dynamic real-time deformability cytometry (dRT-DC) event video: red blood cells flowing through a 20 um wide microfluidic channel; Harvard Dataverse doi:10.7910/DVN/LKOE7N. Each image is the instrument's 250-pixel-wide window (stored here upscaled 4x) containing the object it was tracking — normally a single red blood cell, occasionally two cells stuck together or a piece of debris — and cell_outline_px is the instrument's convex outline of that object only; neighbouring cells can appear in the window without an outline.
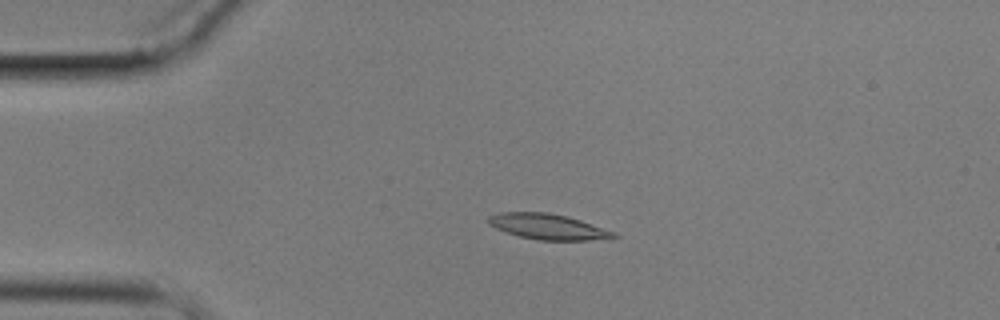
{"species": "common noctule bat (a hibernating species)", "species_latin": "Nyctalus noctula", "temperature_condition": "cold", "stored_images_in_passage": 4, "camera_frame_rate_fps": 3000, "um_per_image_px": 0.085, "animal": {"sex": "male", "body_mass_g": 17.9}, "frame": {"image": 1, "passage_image": 3, "time_ms": 3.667, "image_size_px": [1000, 320], "cell_outline_px": [[620, 236], [612, 240], [540, 240], [520, 236], [496, 228], [488, 224], [488, 216], [500, 212], [548, 212], [580, 220], [616, 232]], "centroid_in_image_um": [46.65, 19.28], "position_along_channel_um": 38.3, "area_um2": 18.73}}